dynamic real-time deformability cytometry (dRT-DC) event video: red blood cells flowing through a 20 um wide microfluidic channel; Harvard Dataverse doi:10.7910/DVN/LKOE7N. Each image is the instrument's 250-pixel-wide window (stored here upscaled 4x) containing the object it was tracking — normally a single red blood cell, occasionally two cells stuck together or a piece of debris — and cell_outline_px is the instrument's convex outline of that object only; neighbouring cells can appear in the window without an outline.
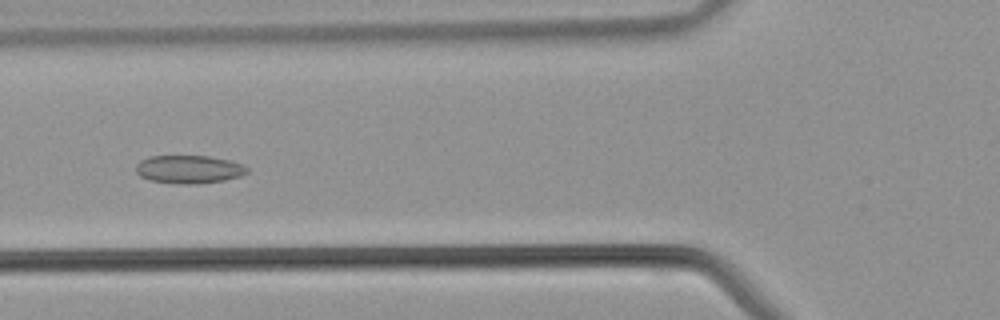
{"species": "common noctule bat (a hibernating species)", "species_latin": "Nyctalus noctula", "temperature_condition": "warm", "stored_images_in_passage": 40, "camera_frame_rate_fps": 3000, "um_per_image_px": 0.085, "animal": {"sex": "male", "body_mass_g": 21.5, "forearm_length_mm": 52.0}, "frame": {"image": 1, "passage_image": 14, "time_ms": 4.333, "image_size_px": [1000, 320], "cell_outline_px": [[248, 172], [240, 176], [224, 180], [196, 184], [180, 184], [148, 180], [140, 176], [136, 172], [136, 164], [140, 160], [148, 156], [208, 156], [228, 160], [244, 164], [248, 168]], "centroid_in_image_um": [16.04, 14.39], "position_along_channel_um": 109.8, "area_um2": 18.32}}
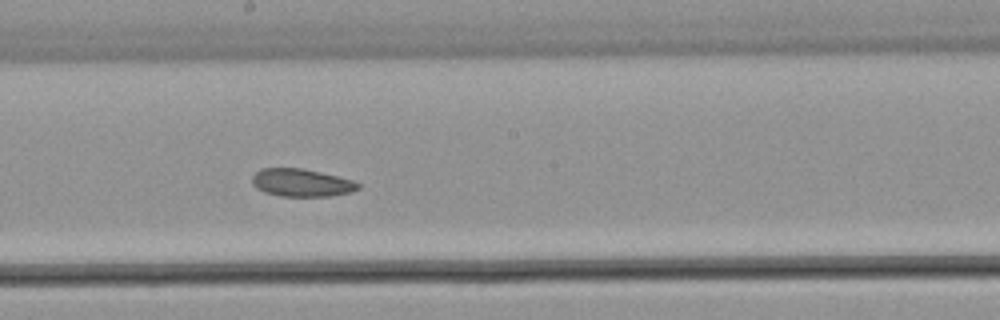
{"frame": {"image": 2, "passage_image": 21, "time_ms": 6.667, "image_size_px": [1000, 320], "cell_outline_px": [[360, 188], [352, 192], [332, 196], [280, 196], [264, 192], [256, 188], [252, 184], [252, 176], [260, 168], [300, 168], [320, 172], [352, 180], [360, 184]], "centroid_in_image_um": [25.61, 15.53], "position_along_channel_um": 222.6, "area_um2": 17.17}}
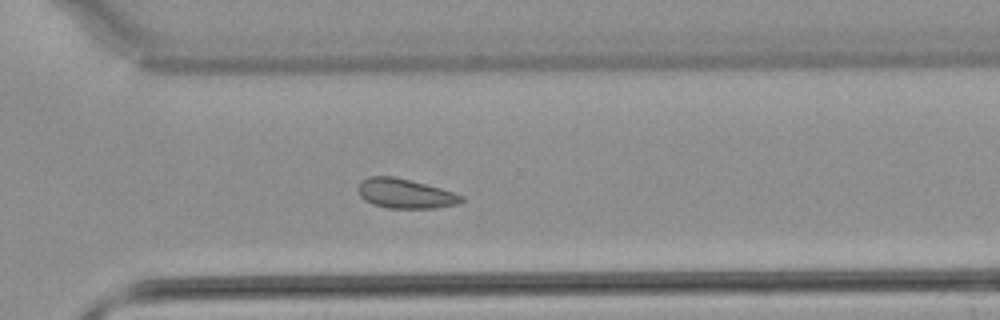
{"frame": {"image": 3, "passage_image": 28, "time_ms": 9.0, "image_size_px": [1000, 320], "cell_outline_px": [[464, 200], [456, 204], [436, 208], [388, 208], [372, 204], [364, 200], [360, 196], [360, 180], [368, 176], [392, 176], [440, 188], [464, 196]], "centroid_in_image_um": [34.43, 16.46], "position_along_channel_um": 336.2, "area_um2": 17.57}}